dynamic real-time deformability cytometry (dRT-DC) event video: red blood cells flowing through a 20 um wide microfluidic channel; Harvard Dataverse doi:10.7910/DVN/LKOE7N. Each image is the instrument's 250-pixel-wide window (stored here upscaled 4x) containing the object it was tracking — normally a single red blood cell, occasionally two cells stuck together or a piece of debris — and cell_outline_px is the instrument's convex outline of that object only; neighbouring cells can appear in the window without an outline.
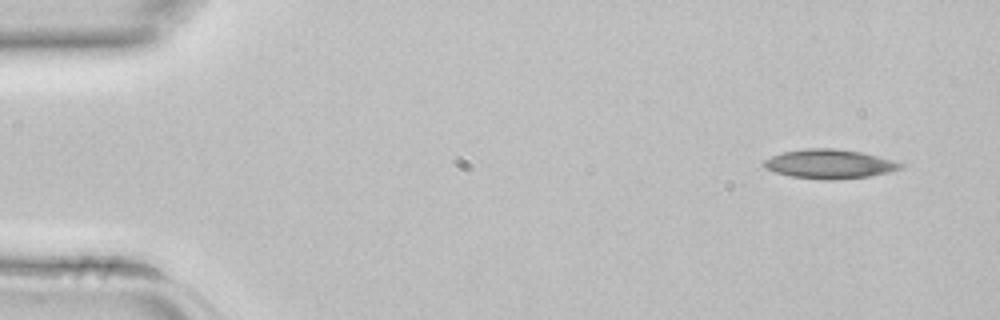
{"species": "common noctule bat (a hibernating species)", "species_latin": "Nyctalus noctula", "temperature_condition": "room temperature", "stored_images_in_passage": 3, "camera_frame_rate_fps": 3000, "um_per_image_px": 0.085, "animal": {"sex": "female", "body_mass_g": 22.7, "forearm_length_mm": 54.2}, "frame": {"image": 1, "passage_image": 1, "time_ms": 0.0, "image_size_px": [1000, 320], "cell_outline_px": [[904, 164], [900, 168], [888, 172], [868, 176], [828, 180], [792, 176], [776, 172], [764, 168], [764, 160], [772, 156], [784, 152], [804, 148], [832, 148], [860, 152], [892, 160]], "centroid_in_image_um": [70.47, 13.93], "position_along_channel_um": 14.5, "area_um2": 22.72}}
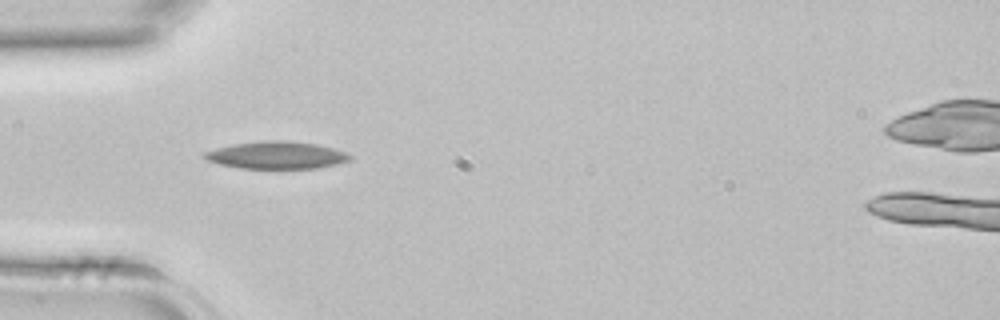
{"frame": {"image": 2, "passage_image": 3, "time_ms": 0.667, "image_size_px": [1000, 320], "cell_outline_px": [[352, 160], [336, 164], [316, 168], [240, 168], [220, 164], [208, 160], [204, 156], [204, 152], [216, 148], [232, 144], [264, 140], [280, 140], [316, 144], [332, 148], [344, 152], [352, 156]], "centroid_in_image_um": [23.51, 13.18], "position_along_channel_um": 61.5, "area_um2": 22.95}}